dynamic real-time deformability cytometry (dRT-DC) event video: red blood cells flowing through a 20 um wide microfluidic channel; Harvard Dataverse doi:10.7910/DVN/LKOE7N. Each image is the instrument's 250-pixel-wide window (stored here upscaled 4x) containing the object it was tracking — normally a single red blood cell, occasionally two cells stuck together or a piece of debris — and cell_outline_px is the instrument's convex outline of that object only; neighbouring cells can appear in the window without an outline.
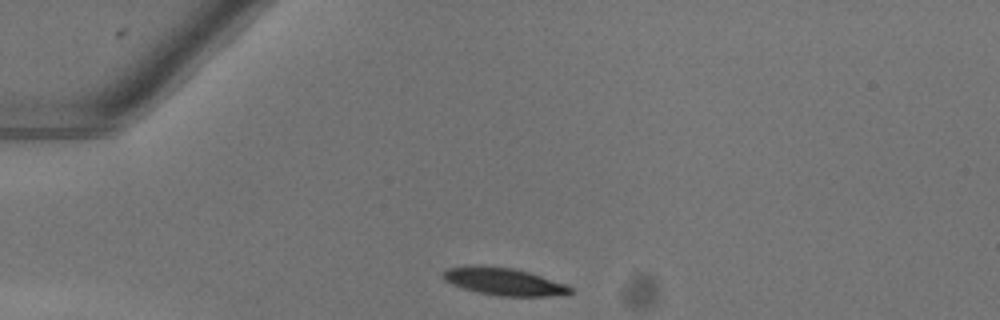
{"species": "common noctule bat (a hibernating species)", "species_latin": "Nyctalus noctula", "temperature_condition": "warm", "stored_images_in_passage": 39, "camera_frame_rate_fps": 3000, "um_per_image_px": 0.085, "animal": {"sex": "female"}, "frame": {"image": 1, "passage_image": 1, "time_ms": 0.0, "image_size_px": [1000, 320], "cell_outline_px": [[572, 292], [548, 296], [500, 296], [480, 292], [464, 288], [452, 284], [444, 280], [444, 272], [448, 268], [512, 268], [528, 272], [568, 284], [572, 288]], "centroid_in_image_um": [42.94, 23.98], "position_along_channel_um": 42.1, "area_um2": 19.19}}
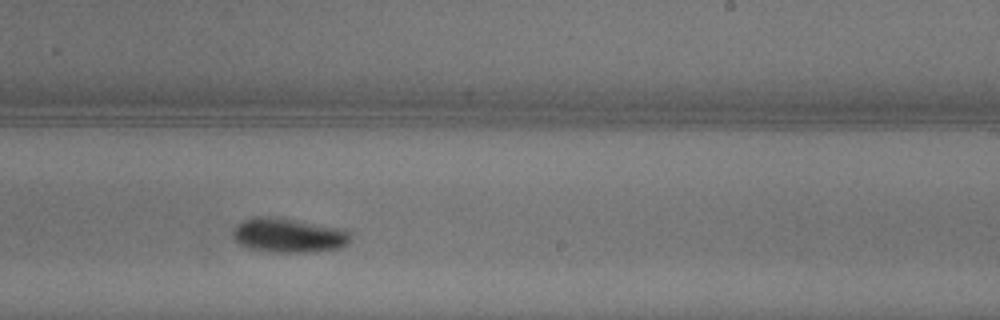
{"frame": {"image": 2, "passage_image": 20, "time_ms": 6.333, "image_size_px": [1000, 320], "cell_outline_px": [[352, 232], [348, 244], [340, 248], [308, 252], [276, 252], [248, 248], [240, 244], [232, 236], [232, 232], [236, 224], [244, 220], [296, 220], [344, 228]], "centroid_in_image_um": [24.63, 20.05], "position_along_channel_um": 264.4, "area_um2": 22.77}}
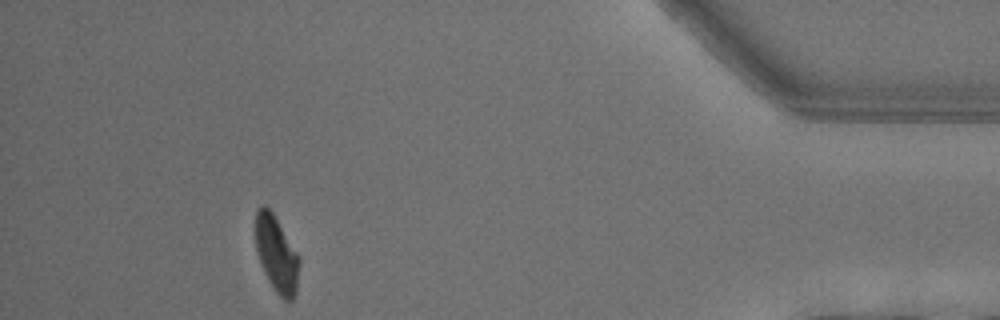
{"frame": {"image": 3, "passage_image": 35, "time_ms": 11.333, "image_size_px": [1000, 320], "cell_outline_px": [[300, 260], [296, 296], [292, 300], [284, 300], [276, 292], [268, 280], [264, 272], [256, 252], [256, 212], [264, 204], [272, 212], [300, 256]], "centroid_in_image_um": [23.53, 21.64], "position_along_channel_um": 411.7, "area_um2": 19.36}, "authors_computed_cell_mechanics": {"area_um2": 22.0218, "velocity_mm_per_s": 4.0533, "shape_relaxation_time_tau1_ms": 3.7166, "shape_relaxation_time_tau2_ms": null, "deformation_change_tau1": 0.1556, "deformation_change_tau2": null}}